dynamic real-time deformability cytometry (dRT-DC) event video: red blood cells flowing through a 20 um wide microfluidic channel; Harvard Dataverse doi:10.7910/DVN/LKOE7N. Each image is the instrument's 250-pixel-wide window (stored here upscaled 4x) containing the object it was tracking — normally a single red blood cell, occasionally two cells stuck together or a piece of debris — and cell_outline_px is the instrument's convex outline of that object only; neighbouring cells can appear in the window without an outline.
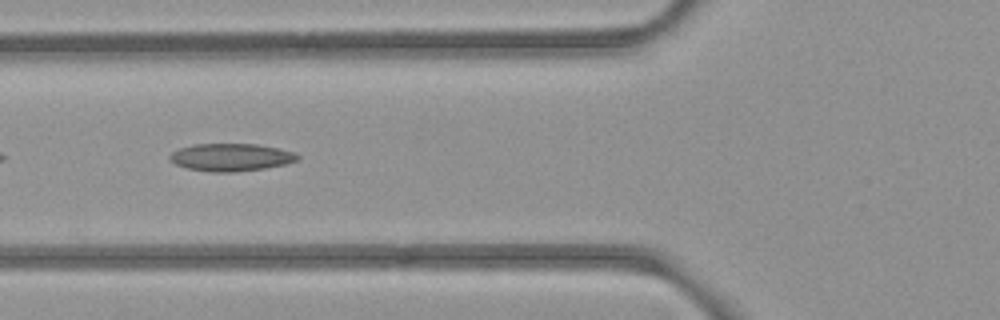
{"species": "common noctule bat (a hibernating species)", "species_latin": "Nyctalus noctula", "temperature_condition": "room temperature", "stored_images_in_passage": 38, "camera_frame_rate_fps": 3000, "um_per_image_px": 0.085, "animal": {"sex": "female", "body_mass_g": 21.9}, "frame": {"image": 1, "passage_image": 5, "time_ms": 1.333, "image_size_px": [1000, 320], "cell_outline_px": [[300, 156], [296, 160], [284, 164], [264, 168], [236, 172], [212, 172], [188, 168], [176, 164], [168, 160], [168, 156], [172, 152], [180, 148], [192, 144], [256, 144], [296, 152]], "centroid_in_image_um": [19.6, 13.36], "position_along_channel_um": 106.2, "area_um2": 20.46}}
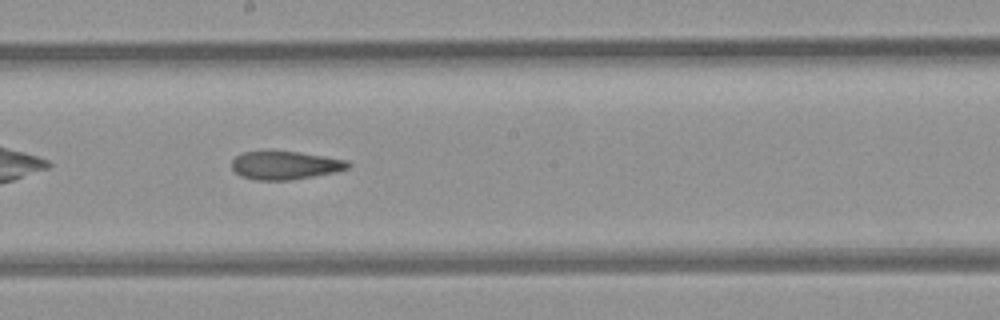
{"frame": {"image": 2, "passage_image": 14, "time_ms": 4.333, "image_size_px": [1000, 320], "cell_outline_px": [[352, 164], [348, 168], [332, 172], [312, 176], [288, 180], [256, 180], [240, 176], [232, 168], [232, 160], [236, 156], [244, 152], [296, 152], [348, 160]], "centroid_in_image_um": [24.22, 14.06], "position_along_channel_um": 224.0, "area_um2": 18.73}}
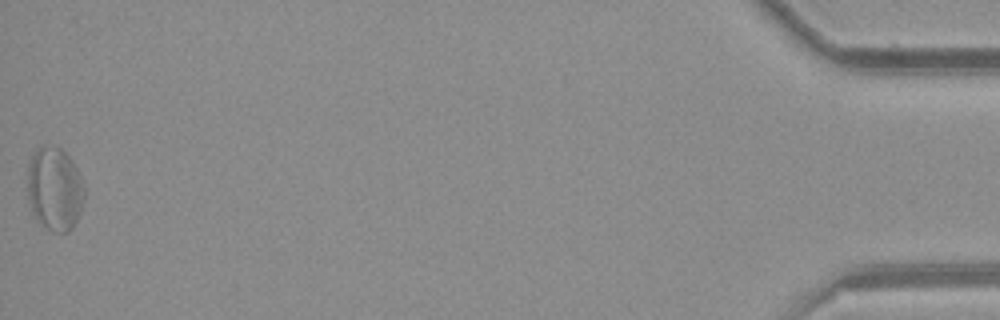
{"frame": {"image": 3, "passage_image": 38, "time_ms": 12.333, "image_size_px": [1000, 320], "cell_outline_px": [[84, 200], [80, 212], [72, 228], [68, 232], [56, 232], [40, 224], [32, 212], [28, 196], [28, 160], [44, 144], [60, 148], [72, 160], [76, 168], [84, 188]], "centroid_in_image_um": [4.64, 16.06], "position_along_channel_um": 430.6, "area_um2": 27.46}, "authors_computed_cell_mechanics": {"area_um2": 20.4901, "velocity_mm_per_s": 3.9073, "shape_relaxation_time_tau1_ms": null, "shape_relaxation_time_tau2_ms": 3.3458, "deformation_change_tau1": null, "deformation_change_tau2": 0.1226}}